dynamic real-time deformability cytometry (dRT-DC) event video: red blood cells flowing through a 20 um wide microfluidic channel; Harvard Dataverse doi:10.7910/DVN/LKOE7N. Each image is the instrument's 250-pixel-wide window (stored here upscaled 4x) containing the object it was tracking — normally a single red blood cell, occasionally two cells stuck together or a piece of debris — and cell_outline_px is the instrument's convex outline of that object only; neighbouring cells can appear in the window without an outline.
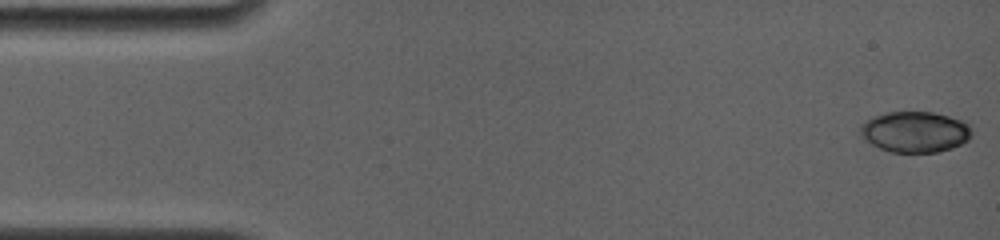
{"species": "common noctule bat (a hibernating species)", "species_latin": "Nyctalus noctula", "temperature_condition": "room temperature", "stored_images_in_passage": 14, "camera_frame_rate_fps": 4000, "um_per_image_px": 0.085, "animal": {"sex": "female", "body_mass_g": 19.0, "forearm_length_mm": 56.7}, "frame": {"image": 1, "passage_image": 1, "time_ms": 0.0, "image_size_px": [1000, 240], "cell_outline_px": [[968, 136], [960, 144], [936, 152], [892, 152], [880, 148], [872, 144], [864, 136], [860, 128], [868, 120], [876, 116], [892, 112], [928, 112], [944, 116], [956, 120], [964, 124], [968, 128]], "centroid_in_image_um": [77.7, 11.22], "position_along_channel_um": 7.3, "area_um2": 25.03}}